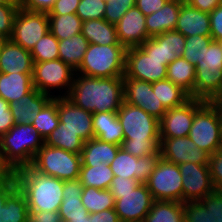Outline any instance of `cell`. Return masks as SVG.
<instances>
[{"label":"cell","mask_w":222,"mask_h":222,"mask_svg":"<svg viewBox=\"0 0 222 222\" xmlns=\"http://www.w3.org/2000/svg\"><path fill=\"white\" fill-rule=\"evenodd\" d=\"M67 98L93 114L117 112L124 102L123 77L96 78L75 74Z\"/></svg>","instance_id":"1"},{"label":"cell","mask_w":222,"mask_h":222,"mask_svg":"<svg viewBox=\"0 0 222 222\" xmlns=\"http://www.w3.org/2000/svg\"><path fill=\"white\" fill-rule=\"evenodd\" d=\"M44 139L31 124H15L0 137V163L6 172L32 165Z\"/></svg>","instance_id":"2"},{"label":"cell","mask_w":222,"mask_h":222,"mask_svg":"<svg viewBox=\"0 0 222 222\" xmlns=\"http://www.w3.org/2000/svg\"><path fill=\"white\" fill-rule=\"evenodd\" d=\"M18 188L24 193L29 211H59L64 181L42 174L31 165L14 172Z\"/></svg>","instance_id":"3"},{"label":"cell","mask_w":222,"mask_h":222,"mask_svg":"<svg viewBox=\"0 0 222 222\" xmlns=\"http://www.w3.org/2000/svg\"><path fill=\"white\" fill-rule=\"evenodd\" d=\"M188 137L209 155L222 147V102L195 99V115Z\"/></svg>","instance_id":"4"},{"label":"cell","mask_w":222,"mask_h":222,"mask_svg":"<svg viewBox=\"0 0 222 222\" xmlns=\"http://www.w3.org/2000/svg\"><path fill=\"white\" fill-rule=\"evenodd\" d=\"M195 68L194 98L222 102V42L212 40Z\"/></svg>","instance_id":"5"},{"label":"cell","mask_w":222,"mask_h":222,"mask_svg":"<svg viewBox=\"0 0 222 222\" xmlns=\"http://www.w3.org/2000/svg\"><path fill=\"white\" fill-rule=\"evenodd\" d=\"M126 50L121 44H89L76 74L96 78L124 77Z\"/></svg>","instance_id":"6"},{"label":"cell","mask_w":222,"mask_h":222,"mask_svg":"<svg viewBox=\"0 0 222 222\" xmlns=\"http://www.w3.org/2000/svg\"><path fill=\"white\" fill-rule=\"evenodd\" d=\"M81 164V154L44 144L34 157L31 166L42 174L69 181L79 178Z\"/></svg>","instance_id":"7"},{"label":"cell","mask_w":222,"mask_h":222,"mask_svg":"<svg viewBox=\"0 0 222 222\" xmlns=\"http://www.w3.org/2000/svg\"><path fill=\"white\" fill-rule=\"evenodd\" d=\"M75 74L76 70L60 59L34 62L32 71L33 87L52 97H55V95L51 90L57 89L56 91L59 90L62 94H58L57 97H67Z\"/></svg>","instance_id":"8"},{"label":"cell","mask_w":222,"mask_h":222,"mask_svg":"<svg viewBox=\"0 0 222 222\" xmlns=\"http://www.w3.org/2000/svg\"><path fill=\"white\" fill-rule=\"evenodd\" d=\"M117 118L123 128L124 139L132 141H160L159 120L138 106L122 103Z\"/></svg>","instance_id":"9"},{"label":"cell","mask_w":222,"mask_h":222,"mask_svg":"<svg viewBox=\"0 0 222 222\" xmlns=\"http://www.w3.org/2000/svg\"><path fill=\"white\" fill-rule=\"evenodd\" d=\"M182 179L179 166L161 158L146 185L154 201L183 203Z\"/></svg>","instance_id":"10"},{"label":"cell","mask_w":222,"mask_h":222,"mask_svg":"<svg viewBox=\"0 0 222 222\" xmlns=\"http://www.w3.org/2000/svg\"><path fill=\"white\" fill-rule=\"evenodd\" d=\"M49 32V18L45 12H33L22 9L16 13L10 40L31 51L39 39Z\"/></svg>","instance_id":"11"},{"label":"cell","mask_w":222,"mask_h":222,"mask_svg":"<svg viewBox=\"0 0 222 222\" xmlns=\"http://www.w3.org/2000/svg\"><path fill=\"white\" fill-rule=\"evenodd\" d=\"M167 61L148 56L140 47L126 50L123 78H134L146 82L166 79Z\"/></svg>","instance_id":"12"},{"label":"cell","mask_w":222,"mask_h":222,"mask_svg":"<svg viewBox=\"0 0 222 222\" xmlns=\"http://www.w3.org/2000/svg\"><path fill=\"white\" fill-rule=\"evenodd\" d=\"M112 195L120 221H144L154 201L146 183H139L130 192Z\"/></svg>","instance_id":"13"},{"label":"cell","mask_w":222,"mask_h":222,"mask_svg":"<svg viewBox=\"0 0 222 222\" xmlns=\"http://www.w3.org/2000/svg\"><path fill=\"white\" fill-rule=\"evenodd\" d=\"M160 159V149L156 153L138 158L129 154L121 147L111 162L110 167L114 176L134 178L139 183H146Z\"/></svg>","instance_id":"14"},{"label":"cell","mask_w":222,"mask_h":222,"mask_svg":"<svg viewBox=\"0 0 222 222\" xmlns=\"http://www.w3.org/2000/svg\"><path fill=\"white\" fill-rule=\"evenodd\" d=\"M161 158L171 163L181 165L187 162H193L197 165H208L210 155L199 149L189 138H160Z\"/></svg>","instance_id":"15"},{"label":"cell","mask_w":222,"mask_h":222,"mask_svg":"<svg viewBox=\"0 0 222 222\" xmlns=\"http://www.w3.org/2000/svg\"><path fill=\"white\" fill-rule=\"evenodd\" d=\"M178 166L183 177V202L199 201L215 190L208 165L187 162Z\"/></svg>","instance_id":"16"},{"label":"cell","mask_w":222,"mask_h":222,"mask_svg":"<svg viewBox=\"0 0 222 222\" xmlns=\"http://www.w3.org/2000/svg\"><path fill=\"white\" fill-rule=\"evenodd\" d=\"M124 101L138 106L149 115L160 120L166 113V109L154 94L152 83L134 78H123Z\"/></svg>","instance_id":"17"},{"label":"cell","mask_w":222,"mask_h":222,"mask_svg":"<svg viewBox=\"0 0 222 222\" xmlns=\"http://www.w3.org/2000/svg\"><path fill=\"white\" fill-rule=\"evenodd\" d=\"M59 121L84 141L94 138L93 113L76 106L67 97H58Z\"/></svg>","instance_id":"18"},{"label":"cell","mask_w":222,"mask_h":222,"mask_svg":"<svg viewBox=\"0 0 222 222\" xmlns=\"http://www.w3.org/2000/svg\"><path fill=\"white\" fill-rule=\"evenodd\" d=\"M195 115V98L185 104L168 109L159 120L160 138L186 137Z\"/></svg>","instance_id":"19"},{"label":"cell","mask_w":222,"mask_h":222,"mask_svg":"<svg viewBox=\"0 0 222 222\" xmlns=\"http://www.w3.org/2000/svg\"><path fill=\"white\" fill-rule=\"evenodd\" d=\"M145 17L146 16L134 6L115 24L118 41L126 49L139 47L150 38L147 33Z\"/></svg>","instance_id":"20"},{"label":"cell","mask_w":222,"mask_h":222,"mask_svg":"<svg viewBox=\"0 0 222 222\" xmlns=\"http://www.w3.org/2000/svg\"><path fill=\"white\" fill-rule=\"evenodd\" d=\"M33 58L30 51L6 39L0 50V72L4 74H32Z\"/></svg>","instance_id":"21"},{"label":"cell","mask_w":222,"mask_h":222,"mask_svg":"<svg viewBox=\"0 0 222 222\" xmlns=\"http://www.w3.org/2000/svg\"><path fill=\"white\" fill-rule=\"evenodd\" d=\"M175 30L184 37L202 35L211 36L209 13L182 2Z\"/></svg>","instance_id":"22"},{"label":"cell","mask_w":222,"mask_h":222,"mask_svg":"<svg viewBox=\"0 0 222 222\" xmlns=\"http://www.w3.org/2000/svg\"><path fill=\"white\" fill-rule=\"evenodd\" d=\"M53 97L38 91L35 87L17 102L10 104V110L15 124H29L34 121L38 112Z\"/></svg>","instance_id":"23"},{"label":"cell","mask_w":222,"mask_h":222,"mask_svg":"<svg viewBox=\"0 0 222 222\" xmlns=\"http://www.w3.org/2000/svg\"><path fill=\"white\" fill-rule=\"evenodd\" d=\"M82 192L83 186L78 179L64 181L62 193L63 200L58 211L62 222H67L70 218L90 215L85 206L82 204Z\"/></svg>","instance_id":"24"},{"label":"cell","mask_w":222,"mask_h":222,"mask_svg":"<svg viewBox=\"0 0 222 222\" xmlns=\"http://www.w3.org/2000/svg\"><path fill=\"white\" fill-rule=\"evenodd\" d=\"M182 2L167 1L165 5L145 17L147 33L150 37L175 30Z\"/></svg>","instance_id":"25"},{"label":"cell","mask_w":222,"mask_h":222,"mask_svg":"<svg viewBox=\"0 0 222 222\" xmlns=\"http://www.w3.org/2000/svg\"><path fill=\"white\" fill-rule=\"evenodd\" d=\"M94 137L101 141L121 146L124 140L123 128L117 112H98L93 114Z\"/></svg>","instance_id":"26"},{"label":"cell","mask_w":222,"mask_h":222,"mask_svg":"<svg viewBox=\"0 0 222 222\" xmlns=\"http://www.w3.org/2000/svg\"><path fill=\"white\" fill-rule=\"evenodd\" d=\"M33 88L32 74L1 73L0 75V97L9 104L17 102Z\"/></svg>","instance_id":"27"},{"label":"cell","mask_w":222,"mask_h":222,"mask_svg":"<svg viewBox=\"0 0 222 222\" xmlns=\"http://www.w3.org/2000/svg\"><path fill=\"white\" fill-rule=\"evenodd\" d=\"M121 146L92 138L84 142L81 152L82 164H108L116 157Z\"/></svg>","instance_id":"28"},{"label":"cell","mask_w":222,"mask_h":222,"mask_svg":"<svg viewBox=\"0 0 222 222\" xmlns=\"http://www.w3.org/2000/svg\"><path fill=\"white\" fill-rule=\"evenodd\" d=\"M81 33L88 40L89 44H120L117 38L116 25L109 23L105 19L84 21Z\"/></svg>","instance_id":"29"},{"label":"cell","mask_w":222,"mask_h":222,"mask_svg":"<svg viewBox=\"0 0 222 222\" xmlns=\"http://www.w3.org/2000/svg\"><path fill=\"white\" fill-rule=\"evenodd\" d=\"M196 68L183 57H177L167 65L166 79L186 91L194 98Z\"/></svg>","instance_id":"30"},{"label":"cell","mask_w":222,"mask_h":222,"mask_svg":"<svg viewBox=\"0 0 222 222\" xmlns=\"http://www.w3.org/2000/svg\"><path fill=\"white\" fill-rule=\"evenodd\" d=\"M89 42L82 33L73 35L71 38L59 40V59L77 70L87 51Z\"/></svg>","instance_id":"31"},{"label":"cell","mask_w":222,"mask_h":222,"mask_svg":"<svg viewBox=\"0 0 222 222\" xmlns=\"http://www.w3.org/2000/svg\"><path fill=\"white\" fill-rule=\"evenodd\" d=\"M114 178L108 164H81L78 180L83 187L109 189Z\"/></svg>","instance_id":"32"},{"label":"cell","mask_w":222,"mask_h":222,"mask_svg":"<svg viewBox=\"0 0 222 222\" xmlns=\"http://www.w3.org/2000/svg\"><path fill=\"white\" fill-rule=\"evenodd\" d=\"M29 208L24 193L17 187L0 208V222H28Z\"/></svg>","instance_id":"33"},{"label":"cell","mask_w":222,"mask_h":222,"mask_svg":"<svg viewBox=\"0 0 222 222\" xmlns=\"http://www.w3.org/2000/svg\"><path fill=\"white\" fill-rule=\"evenodd\" d=\"M152 88L166 110L181 106L191 99L186 91L168 79L153 82Z\"/></svg>","instance_id":"34"},{"label":"cell","mask_w":222,"mask_h":222,"mask_svg":"<svg viewBox=\"0 0 222 222\" xmlns=\"http://www.w3.org/2000/svg\"><path fill=\"white\" fill-rule=\"evenodd\" d=\"M183 203L175 201H153L144 222H182Z\"/></svg>","instance_id":"35"},{"label":"cell","mask_w":222,"mask_h":222,"mask_svg":"<svg viewBox=\"0 0 222 222\" xmlns=\"http://www.w3.org/2000/svg\"><path fill=\"white\" fill-rule=\"evenodd\" d=\"M44 144L75 154H81L84 141L77 133L63 127V123L59 121L57 128L44 140Z\"/></svg>","instance_id":"36"},{"label":"cell","mask_w":222,"mask_h":222,"mask_svg":"<svg viewBox=\"0 0 222 222\" xmlns=\"http://www.w3.org/2000/svg\"><path fill=\"white\" fill-rule=\"evenodd\" d=\"M49 31L58 39H68L81 33L83 21L76 14L48 15Z\"/></svg>","instance_id":"37"},{"label":"cell","mask_w":222,"mask_h":222,"mask_svg":"<svg viewBox=\"0 0 222 222\" xmlns=\"http://www.w3.org/2000/svg\"><path fill=\"white\" fill-rule=\"evenodd\" d=\"M81 200L90 214L115 208V199L109 189L83 187Z\"/></svg>","instance_id":"38"},{"label":"cell","mask_w":222,"mask_h":222,"mask_svg":"<svg viewBox=\"0 0 222 222\" xmlns=\"http://www.w3.org/2000/svg\"><path fill=\"white\" fill-rule=\"evenodd\" d=\"M59 123L58 97H53L39 112L31 123L45 140Z\"/></svg>","instance_id":"39"},{"label":"cell","mask_w":222,"mask_h":222,"mask_svg":"<svg viewBox=\"0 0 222 222\" xmlns=\"http://www.w3.org/2000/svg\"><path fill=\"white\" fill-rule=\"evenodd\" d=\"M148 56L167 61V65L177 57H171L169 31L148 38L139 46Z\"/></svg>","instance_id":"40"},{"label":"cell","mask_w":222,"mask_h":222,"mask_svg":"<svg viewBox=\"0 0 222 222\" xmlns=\"http://www.w3.org/2000/svg\"><path fill=\"white\" fill-rule=\"evenodd\" d=\"M59 40L49 31L37 41L30 51L33 62H44L59 59Z\"/></svg>","instance_id":"41"},{"label":"cell","mask_w":222,"mask_h":222,"mask_svg":"<svg viewBox=\"0 0 222 222\" xmlns=\"http://www.w3.org/2000/svg\"><path fill=\"white\" fill-rule=\"evenodd\" d=\"M212 40L213 38L211 36L194 35L186 37V44L182 57L191 64L196 65Z\"/></svg>","instance_id":"42"},{"label":"cell","mask_w":222,"mask_h":222,"mask_svg":"<svg viewBox=\"0 0 222 222\" xmlns=\"http://www.w3.org/2000/svg\"><path fill=\"white\" fill-rule=\"evenodd\" d=\"M107 3L102 0H80L76 14L81 20L104 19Z\"/></svg>","instance_id":"43"},{"label":"cell","mask_w":222,"mask_h":222,"mask_svg":"<svg viewBox=\"0 0 222 222\" xmlns=\"http://www.w3.org/2000/svg\"><path fill=\"white\" fill-rule=\"evenodd\" d=\"M160 141H132L124 139L121 147L135 157H145L159 150Z\"/></svg>","instance_id":"44"},{"label":"cell","mask_w":222,"mask_h":222,"mask_svg":"<svg viewBox=\"0 0 222 222\" xmlns=\"http://www.w3.org/2000/svg\"><path fill=\"white\" fill-rule=\"evenodd\" d=\"M19 4H0V36L10 39L13 31L14 18Z\"/></svg>","instance_id":"45"},{"label":"cell","mask_w":222,"mask_h":222,"mask_svg":"<svg viewBox=\"0 0 222 222\" xmlns=\"http://www.w3.org/2000/svg\"><path fill=\"white\" fill-rule=\"evenodd\" d=\"M186 222H213L210 212L199 201L183 202Z\"/></svg>","instance_id":"46"},{"label":"cell","mask_w":222,"mask_h":222,"mask_svg":"<svg viewBox=\"0 0 222 222\" xmlns=\"http://www.w3.org/2000/svg\"><path fill=\"white\" fill-rule=\"evenodd\" d=\"M136 0H112L107 3L104 19L109 23L116 24L122 16L135 6Z\"/></svg>","instance_id":"47"},{"label":"cell","mask_w":222,"mask_h":222,"mask_svg":"<svg viewBox=\"0 0 222 222\" xmlns=\"http://www.w3.org/2000/svg\"><path fill=\"white\" fill-rule=\"evenodd\" d=\"M199 202L210 212L213 222H222V191L214 190Z\"/></svg>","instance_id":"48"},{"label":"cell","mask_w":222,"mask_h":222,"mask_svg":"<svg viewBox=\"0 0 222 222\" xmlns=\"http://www.w3.org/2000/svg\"><path fill=\"white\" fill-rule=\"evenodd\" d=\"M208 167L215 190L222 191V147L210 155Z\"/></svg>","instance_id":"49"},{"label":"cell","mask_w":222,"mask_h":222,"mask_svg":"<svg viewBox=\"0 0 222 222\" xmlns=\"http://www.w3.org/2000/svg\"><path fill=\"white\" fill-rule=\"evenodd\" d=\"M18 187L14 173L7 172L0 175V208L6 202L7 197Z\"/></svg>","instance_id":"50"},{"label":"cell","mask_w":222,"mask_h":222,"mask_svg":"<svg viewBox=\"0 0 222 222\" xmlns=\"http://www.w3.org/2000/svg\"><path fill=\"white\" fill-rule=\"evenodd\" d=\"M15 125L10 104L0 97V137Z\"/></svg>","instance_id":"51"},{"label":"cell","mask_w":222,"mask_h":222,"mask_svg":"<svg viewBox=\"0 0 222 222\" xmlns=\"http://www.w3.org/2000/svg\"><path fill=\"white\" fill-rule=\"evenodd\" d=\"M210 29L213 40L222 42V5L214 8L210 13Z\"/></svg>","instance_id":"52"},{"label":"cell","mask_w":222,"mask_h":222,"mask_svg":"<svg viewBox=\"0 0 222 222\" xmlns=\"http://www.w3.org/2000/svg\"><path fill=\"white\" fill-rule=\"evenodd\" d=\"M56 0H19L22 9L33 12L49 13Z\"/></svg>","instance_id":"53"},{"label":"cell","mask_w":222,"mask_h":222,"mask_svg":"<svg viewBox=\"0 0 222 222\" xmlns=\"http://www.w3.org/2000/svg\"><path fill=\"white\" fill-rule=\"evenodd\" d=\"M186 44V37L176 30L169 31V47L171 57H182L184 47Z\"/></svg>","instance_id":"54"},{"label":"cell","mask_w":222,"mask_h":222,"mask_svg":"<svg viewBox=\"0 0 222 222\" xmlns=\"http://www.w3.org/2000/svg\"><path fill=\"white\" fill-rule=\"evenodd\" d=\"M139 182L134 178L114 176L109 190L111 193H127L136 188Z\"/></svg>","instance_id":"55"},{"label":"cell","mask_w":222,"mask_h":222,"mask_svg":"<svg viewBox=\"0 0 222 222\" xmlns=\"http://www.w3.org/2000/svg\"><path fill=\"white\" fill-rule=\"evenodd\" d=\"M80 0H56L48 15H65L76 13Z\"/></svg>","instance_id":"56"},{"label":"cell","mask_w":222,"mask_h":222,"mask_svg":"<svg viewBox=\"0 0 222 222\" xmlns=\"http://www.w3.org/2000/svg\"><path fill=\"white\" fill-rule=\"evenodd\" d=\"M28 222H62L58 211H29Z\"/></svg>","instance_id":"57"},{"label":"cell","mask_w":222,"mask_h":222,"mask_svg":"<svg viewBox=\"0 0 222 222\" xmlns=\"http://www.w3.org/2000/svg\"><path fill=\"white\" fill-rule=\"evenodd\" d=\"M168 0H136L135 6L145 15L148 16L160 10Z\"/></svg>","instance_id":"58"},{"label":"cell","mask_w":222,"mask_h":222,"mask_svg":"<svg viewBox=\"0 0 222 222\" xmlns=\"http://www.w3.org/2000/svg\"><path fill=\"white\" fill-rule=\"evenodd\" d=\"M90 222H121L114 208L90 214Z\"/></svg>","instance_id":"59"},{"label":"cell","mask_w":222,"mask_h":222,"mask_svg":"<svg viewBox=\"0 0 222 222\" xmlns=\"http://www.w3.org/2000/svg\"><path fill=\"white\" fill-rule=\"evenodd\" d=\"M186 2L202 12L210 13L214 8L222 5V0H186Z\"/></svg>","instance_id":"60"},{"label":"cell","mask_w":222,"mask_h":222,"mask_svg":"<svg viewBox=\"0 0 222 222\" xmlns=\"http://www.w3.org/2000/svg\"><path fill=\"white\" fill-rule=\"evenodd\" d=\"M67 222H90V215L78 218H70Z\"/></svg>","instance_id":"61"},{"label":"cell","mask_w":222,"mask_h":222,"mask_svg":"<svg viewBox=\"0 0 222 222\" xmlns=\"http://www.w3.org/2000/svg\"><path fill=\"white\" fill-rule=\"evenodd\" d=\"M0 4H19V0H0Z\"/></svg>","instance_id":"62"},{"label":"cell","mask_w":222,"mask_h":222,"mask_svg":"<svg viewBox=\"0 0 222 222\" xmlns=\"http://www.w3.org/2000/svg\"><path fill=\"white\" fill-rule=\"evenodd\" d=\"M5 40L6 39L4 37L0 36V50H1V47H2L3 43L5 42Z\"/></svg>","instance_id":"63"},{"label":"cell","mask_w":222,"mask_h":222,"mask_svg":"<svg viewBox=\"0 0 222 222\" xmlns=\"http://www.w3.org/2000/svg\"><path fill=\"white\" fill-rule=\"evenodd\" d=\"M5 173L7 172L4 170V168L1 166V163H0V175H3Z\"/></svg>","instance_id":"64"},{"label":"cell","mask_w":222,"mask_h":222,"mask_svg":"<svg viewBox=\"0 0 222 222\" xmlns=\"http://www.w3.org/2000/svg\"><path fill=\"white\" fill-rule=\"evenodd\" d=\"M169 1L186 2V0H169Z\"/></svg>","instance_id":"65"},{"label":"cell","mask_w":222,"mask_h":222,"mask_svg":"<svg viewBox=\"0 0 222 222\" xmlns=\"http://www.w3.org/2000/svg\"><path fill=\"white\" fill-rule=\"evenodd\" d=\"M121 222H144V221H121Z\"/></svg>","instance_id":"66"},{"label":"cell","mask_w":222,"mask_h":222,"mask_svg":"<svg viewBox=\"0 0 222 222\" xmlns=\"http://www.w3.org/2000/svg\"><path fill=\"white\" fill-rule=\"evenodd\" d=\"M102 1L105 2V3H109L112 0H102Z\"/></svg>","instance_id":"67"}]
</instances>
